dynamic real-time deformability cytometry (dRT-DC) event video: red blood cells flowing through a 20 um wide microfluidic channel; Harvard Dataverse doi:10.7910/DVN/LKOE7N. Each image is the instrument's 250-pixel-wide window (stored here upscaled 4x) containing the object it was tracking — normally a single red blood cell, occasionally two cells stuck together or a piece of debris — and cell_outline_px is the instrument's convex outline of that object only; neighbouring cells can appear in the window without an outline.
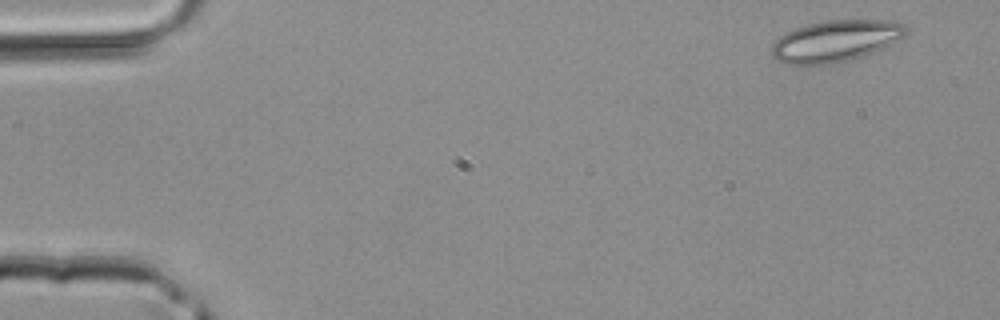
{"species": "common noctule bat (a hibernating species)", "species_latin": "Nyctalus noctula", "temperature_condition": "room temperature", "stored_images_in_passage": 3, "camera_frame_rate_fps": 3000, "um_per_image_px": 0.085, "animal": {"sex": "male", "body_mass_g": 20.4}, "frame": {"image": 1, "passage_image": 1, "time_ms": 0.0, "image_size_px": [1000, 320], "cell_outline_px": [[908, 32], [884, 48], [848, 60], [828, 64], [788, 64], [776, 60], [772, 56], [772, 44], [780, 36], [796, 28], [808, 24], [828, 20], [896, 20], [904, 24], [908, 28]], "centroid_in_image_um": [71.04, 3.47], "position_along_channel_um": 14.0, "area_um2": 32.19}}